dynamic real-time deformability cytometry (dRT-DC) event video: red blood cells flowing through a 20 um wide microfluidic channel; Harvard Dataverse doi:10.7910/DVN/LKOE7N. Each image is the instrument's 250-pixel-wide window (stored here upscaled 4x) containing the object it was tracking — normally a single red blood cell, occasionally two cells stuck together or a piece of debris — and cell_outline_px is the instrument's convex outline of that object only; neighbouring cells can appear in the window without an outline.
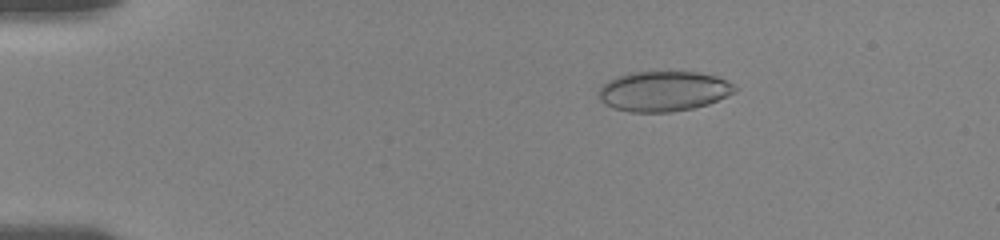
{"species": "human", "species_latin": "Homo sapiens", "temperature_condition": "room temperature", "stored_images_in_passage": 44, "camera_frame_rate_fps": 3000, "um_per_image_px": 0.085, "donor": {"sex": "female"}, "frame": {"image": 1, "passage_image": 12, "time_ms": 3.0, "image_size_px": [1000, 240], "cell_outline_px": [[740, 88], [736, 92], [708, 104], [692, 108], [672, 112], [632, 112], [612, 108], [600, 100], [600, 88], [608, 80], [616, 76], [628, 72], [696, 72], [716, 76]], "centroid_in_image_um": [56.41, 7.75], "position_along_channel_um": 28.6, "area_um2": 31.79}}
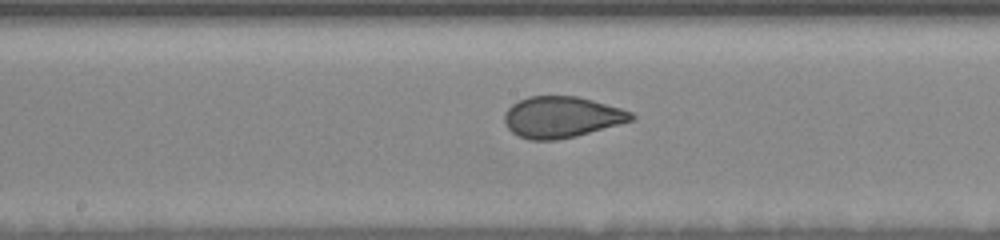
{"frame": {"image": 2, "passage_image": 31, "time_ms": 9.667, "image_size_px": [1000, 240], "cell_outline_px": [[636, 116], [632, 120], [576, 136], [556, 140], [532, 140], [520, 136], [512, 132], [508, 128], [504, 120], [504, 116], [508, 108], [512, 104], [528, 96], [576, 96], [592, 100], [620, 108], [632, 112]], "centroid_in_image_um": [47.72, 9.95], "position_along_channel_um": 200.5, "area_um2": 30.11}}
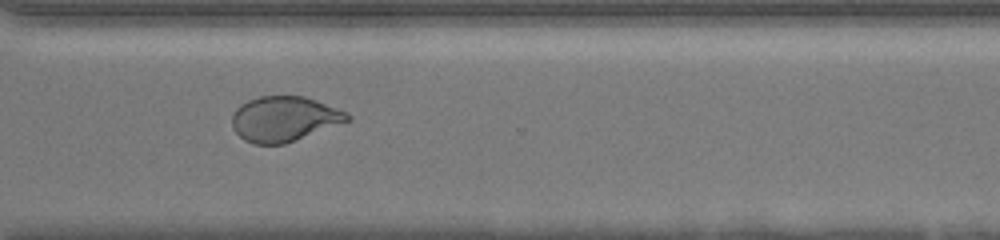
{"frame": {"image": 3, "passage_image": 42, "time_ms": 13.667, "image_size_px": [1000, 240], "cell_outline_px": [[352, 120], [284, 144], [256, 144], [244, 140], [232, 128], [232, 116], [236, 108], [240, 104], [248, 100], [260, 96], [304, 96], [316, 100], [348, 112], [352, 116]], "centroid_in_image_um": [24.17, 10.1], "position_along_channel_um": 346.4, "area_um2": 30.4}, "authors_computed_cell_mechanics": {"area_um2": 31.7322, "velocity_mm_per_s": 3.6569, "shape_relaxation_time_tau1_ms": 7.1299, "shape_relaxation_time_tau2_ms": null, "deformation_change_tau1": 0.1731, "deformation_change_tau2": null}}